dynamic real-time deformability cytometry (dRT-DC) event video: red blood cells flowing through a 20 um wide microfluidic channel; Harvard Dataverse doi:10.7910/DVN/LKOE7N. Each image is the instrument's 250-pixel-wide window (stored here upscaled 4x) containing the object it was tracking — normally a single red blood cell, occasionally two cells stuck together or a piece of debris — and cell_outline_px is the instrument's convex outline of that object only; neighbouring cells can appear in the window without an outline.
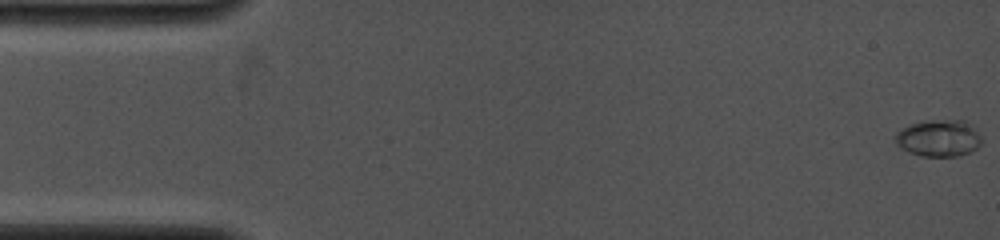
{"species": "common noctule bat (a hibernating species)", "species_latin": "Nyctalus noctula", "temperature_condition": "cold", "stored_images_in_passage": 9, "camera_frame_rate_fps": 4000, "um_per_image_px": 0.085, "animal": {"sex": "female", "body_mass_g": 19.0, "forearm_length_mm": 53.3}, "frame": {"image": 1, "passage_image": 1, "time_ms": 0.0, "image_size_px": [1000, 240], "cell_outline_px": [[980, 144], [976, 148], [960, 156], [920, 156], [908, 152], [896, 144], [896, 132], [900, 128], [908, 124], [924, 120], [964, 120], [972, 124], [980, 136]], "centroid_in_image_um": [79.76, 11.72], "position_along_channel_um": 5.2, "area_um2": 18.67}}
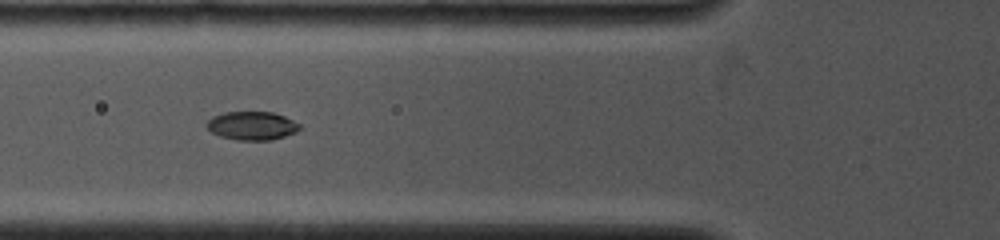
{"frame": {"image": 2, "passage_image": 8, "time_ms": 5.5, "image_size_px": [1000, 240], "cell_outline_px": [[304, 128], [296, 132], [272, 140], [236, 140], [220, 136], [212, 132], [204, 124], [212, 116], [224, 112], [272, 112], [284, 116], [300, 124]], "centroid_in_image_um": [21.42, 10.69], "position_along_channel_um": 104.4, "area_um2": 15.55}}
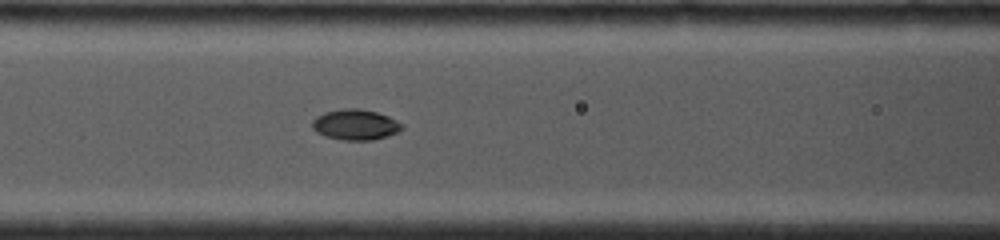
{"frame": {"image": 3, "passage_image": 9, "time_ms": 6.25, "image_size_px": [1000, 240], "cell_outline_px": [[404, 128], [396, 132], [372, 140], [344, 140], [324, 136], [316, 132], [312, 128], [312, 120], [316, 116], [324, 112], [344, 108], [360, 108], [376, 112], [388, 116], [404, 124]], "centroid_in_image_um": [30.18, 10.58], "position_along_channel_um": 136.4, "area_um2": 16.01}}